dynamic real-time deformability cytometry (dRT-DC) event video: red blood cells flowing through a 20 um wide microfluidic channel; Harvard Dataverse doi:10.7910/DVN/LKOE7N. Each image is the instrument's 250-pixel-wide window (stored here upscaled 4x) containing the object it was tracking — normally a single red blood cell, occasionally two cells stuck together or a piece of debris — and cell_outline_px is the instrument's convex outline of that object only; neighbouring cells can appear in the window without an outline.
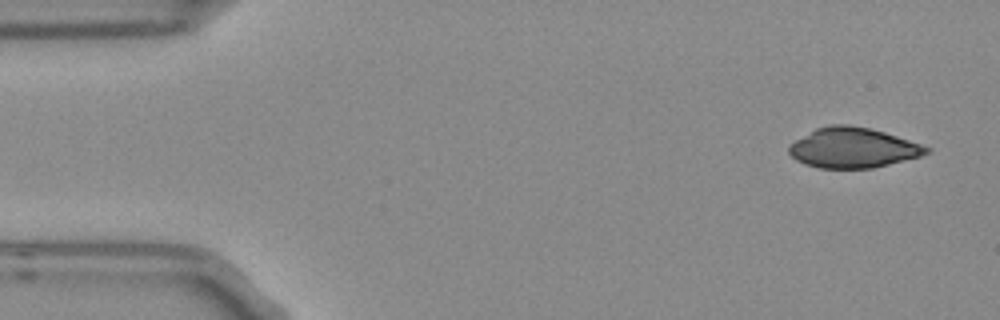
{"species": "Egyptian fruit bat (a non-hibernating species)", "species_latin": "Rousettus aegyptiacus", "temperature_condition": "room temperature", "stored_images_in_passage": 6, "camera_frame_rate_fps": 3000, "um_per_image_px": 0.085, "frame": {"image": 1, "passage_image": 1, "time_ms": 0.0, "image_size_px": [1000, 320], "cell_outline_px": [[932, 148], [928, 152], [920, 156], [872, 168], [820, 168], [804, 164], [796, 160], [788, 152], [788, 148], [796, 140], [816, 128], [832, 124], [848, 124], [868, 128], [884, 132]], "centroid_in_image_um": [72.48, 12.56], "position_along_channel_um": 12.5, "area_um2": 31.73}}